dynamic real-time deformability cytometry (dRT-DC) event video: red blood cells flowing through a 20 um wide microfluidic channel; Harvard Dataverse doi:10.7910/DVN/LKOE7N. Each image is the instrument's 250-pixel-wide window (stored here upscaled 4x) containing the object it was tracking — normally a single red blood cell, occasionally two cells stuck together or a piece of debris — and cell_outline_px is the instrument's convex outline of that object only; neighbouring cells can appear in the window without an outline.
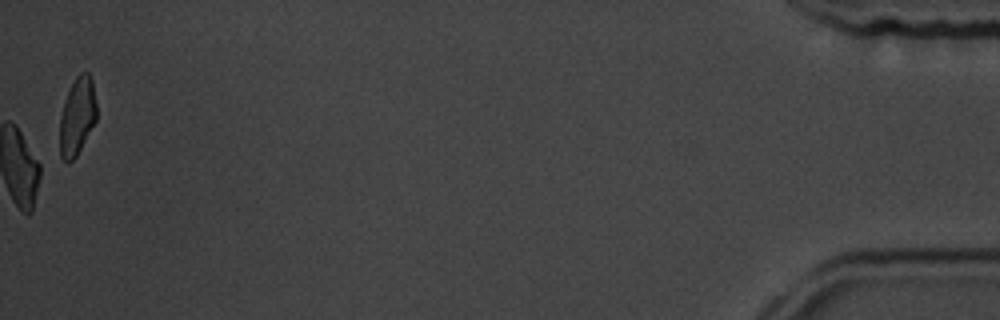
{"species": "common noctule bat (a hibernating species)", "species_latin": "Nyctalus noctula", "temperature_condition": "room temperature", "stored_images_in_passage": 52, "camera_frame_rate_fps": 3000, "um_per_image_px": 0.085, "animal": {"sex": "male", "body_mass_g": 19.5, "forearm_length_mm": 54.6}, "frame": {"image": 1, "passage_image": 52, "time_ms": 17.0, "image_size_px": [1000, 320], "cell_outline_px": [[96, 120], [76, 156], [68, 164], [60, 156], [60, 116], [68, 92], [76, 76], [80, 72], [88, 72], [92, 80], [96, 104]], "centroid_in_image_um": [6.56, 9.89], "position_along_channel_um": 428.6, "area_um2": 16.42}, "authors_computed_cell_mechanics": {"area_um2": 20.3456, "velocity_mm_per_s": 3.775, "shape_relaxation_time_tau1_ms": 4.8703, "shape_relaxation_time_tau2_ms": 10.3783, "deformation_change_tau1": 0.135, "deformation_change_tau2": 0.2023}}